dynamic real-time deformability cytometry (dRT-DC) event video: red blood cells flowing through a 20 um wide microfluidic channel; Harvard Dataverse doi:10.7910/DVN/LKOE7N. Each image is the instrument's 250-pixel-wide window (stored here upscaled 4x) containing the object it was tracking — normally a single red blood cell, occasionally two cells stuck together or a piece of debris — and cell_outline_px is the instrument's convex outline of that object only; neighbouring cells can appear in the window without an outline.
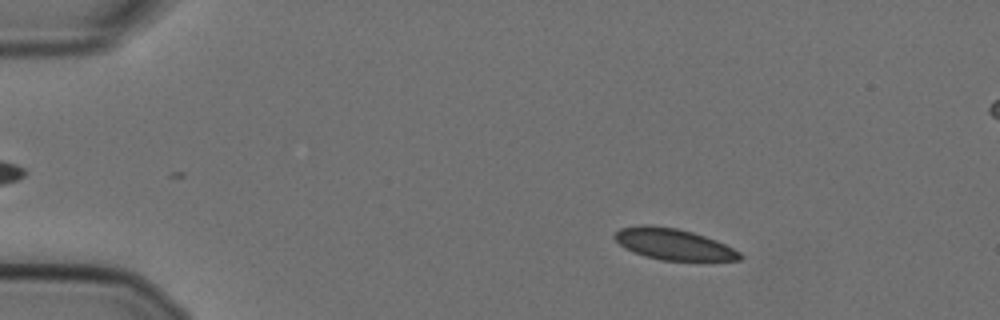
{"species": "Egyptian fruit bat (a non-hibernating species)", "species_latin": "Rousettus aegyptiacus", "temperature_condition": "cold", "stored_images_in_passage": 48, "camera_frame_rate_fps": 3000, "um_per_image_px": 0.085, "animal": {"sex": "female"}, "frame": {"image": 1, "passage_image": 9, "time_ms": 2.667, "image_size_px": [1000, 320], "cell_outline_px": [[744, 256], [740, 260], [660, 260], [644, 256], [624, 248], [612, 236], [620, 228], [640, 224], [648, 224], [676, 228], [692, 232], [716, 240], [740, 252]], "centroid_in_image_um": [57.21, 20.75], "position_along_channel_um": 27.8, "area_um2": 22.72}}
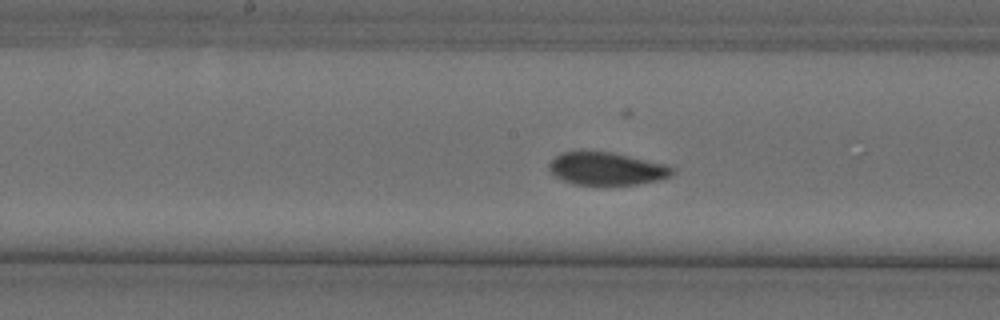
{"frame": {"image": 2, "passage_image": 29, "time_ms": 9.333, "image_size_px": [1000, 320], "cell_outline_px": [[676, 172], [672, 176], [660, 180], [636, 184], [572, 184], [548, 172], [548, 164], [560, 152], [580, 148], [612, 152], [664, 164], [676, 168]], "centroid_in_image_um": [51.52, 14.29], "position_along_channel_um": 196.7, "area_um2": 24.16}}
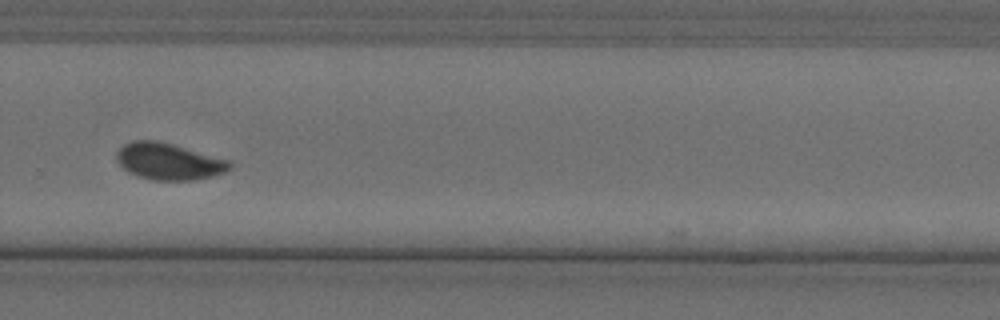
{"frame": {"image": 3, "passage_image": 39, "time_ms": 12.667, "image_size_px": [1000, 320], "cell_outline_px": [[232, 168], [224, 172], [212, 176], [192, 180], [152, 180], [136, 176], [128, 172], [116, 160], [116, 152], [124, 144], [132, 140], [156, 140], [172, 144], [228, 160], [232, 164]], "centroid_in_image_um": [14.31, 13.72], "position_along_channel_um": 315.5, "area_um2": 24.04}}